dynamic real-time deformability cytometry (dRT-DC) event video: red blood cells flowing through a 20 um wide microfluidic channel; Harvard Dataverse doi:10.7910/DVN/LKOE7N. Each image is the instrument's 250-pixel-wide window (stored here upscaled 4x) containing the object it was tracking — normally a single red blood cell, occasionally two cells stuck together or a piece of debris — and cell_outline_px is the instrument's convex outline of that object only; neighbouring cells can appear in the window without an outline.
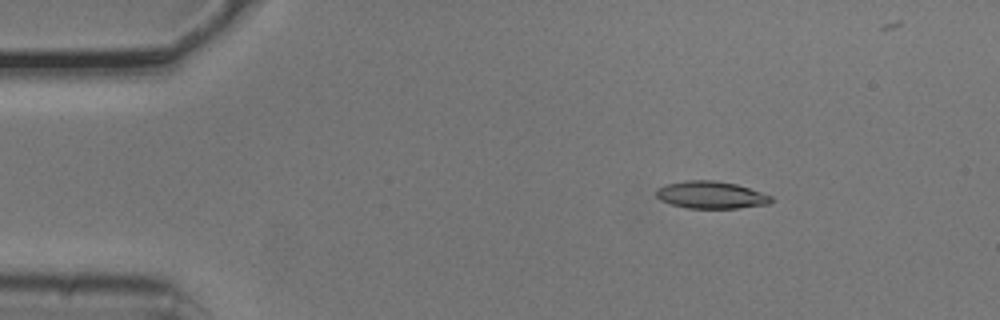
{"species": "common noctule bat (a hibernating species)", "species_latin": "Nyctalus noctula", "temperature_condition": "cold", "stored_images_in_passage": 5, "camera_frame_rate_fps": 3000, "um_per_image_px": 0.085, "animal": {"sex": "male", "body_mass_g": 20.5, "forearm_length_mm": 52.5}, "frame": {"image": 1, "passage_image": 3, "time_ms": 0.667, "image_size_px": [1000, 320], "cell_outline_px": [[772, 200], [768, 204], [736, 208], [688, 208], [672, 204], [660, 200], [656, 196], [656, 188], [664, 184], [688, 180], [716, 180], [736, 184], [772, 196]], "centroid_in_image_um": [60.39, 16.56], "position_along_channel_um": 24.6, "area_um2": 18.21}}